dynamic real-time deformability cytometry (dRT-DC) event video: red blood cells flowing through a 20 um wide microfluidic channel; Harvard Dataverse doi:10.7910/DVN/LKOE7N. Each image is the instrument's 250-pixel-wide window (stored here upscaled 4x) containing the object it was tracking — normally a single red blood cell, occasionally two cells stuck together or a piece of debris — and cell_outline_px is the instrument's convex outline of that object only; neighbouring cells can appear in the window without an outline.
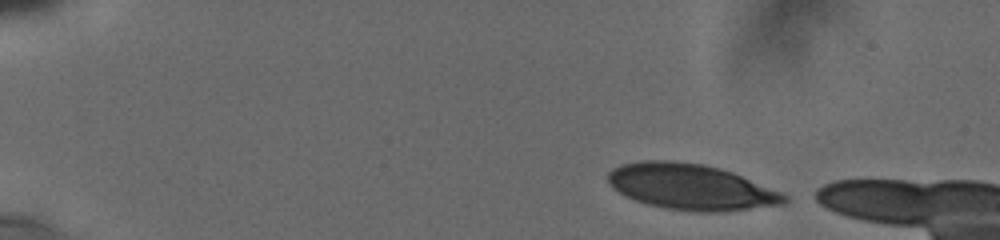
{"species": "human", "species_latin": "Homo sapiens", "temperature_condition": "cold", "stored_images_in_passage": 5, "camera_frame_rate_fps": 3000, "um_per_image_px": 0.085, "donor": {"sex": "male"}, "frame": {"image": 1, "passage_image": 1, "time_ms": 0.0, "image_size_px": [1000, 240], "cell_outline_px": [[788, 200], [784, 204], [724, 212], [692, 212], [668, 208], [648, 204], [636, 200], [620, 192], [608, 180], [608, 172], [612, 168], [620, 164], [640, 160], [676, 160], [704, 164], [720, 168], [732, 172], [780, 192], [788, 196]], "centroid_in_image_um": [58.74, 15.88], "position_along_channel_um": 26.3, "area_um2": 46.93}}
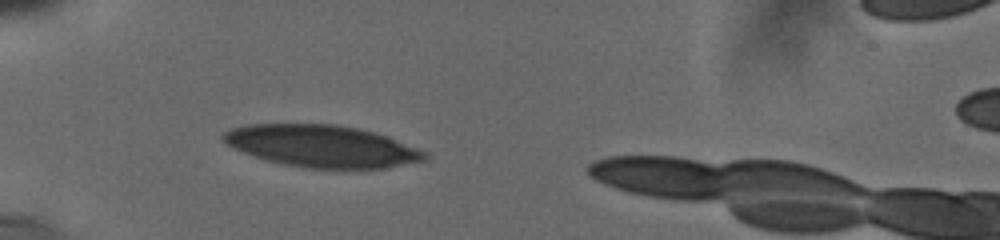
{"frame": {"image": 2, "passage_image": 5, "time_ms": 3.333, "image_size_px": [1000, 240], "cell_outline_px": [[428, 156], [424, 160], [388, 168], [300, 168], [264, 160], [252, 156], [232, 148], [220, 136], [224, 132], [232, 128], [248, 124], [336, 124], [356, 128], [372, 132], [384, 136], [428, 152]], "centroid_in_image_um": [27.3, 12.43], "position_along_channel_um": 57.7, "area_um2": 49.25}}